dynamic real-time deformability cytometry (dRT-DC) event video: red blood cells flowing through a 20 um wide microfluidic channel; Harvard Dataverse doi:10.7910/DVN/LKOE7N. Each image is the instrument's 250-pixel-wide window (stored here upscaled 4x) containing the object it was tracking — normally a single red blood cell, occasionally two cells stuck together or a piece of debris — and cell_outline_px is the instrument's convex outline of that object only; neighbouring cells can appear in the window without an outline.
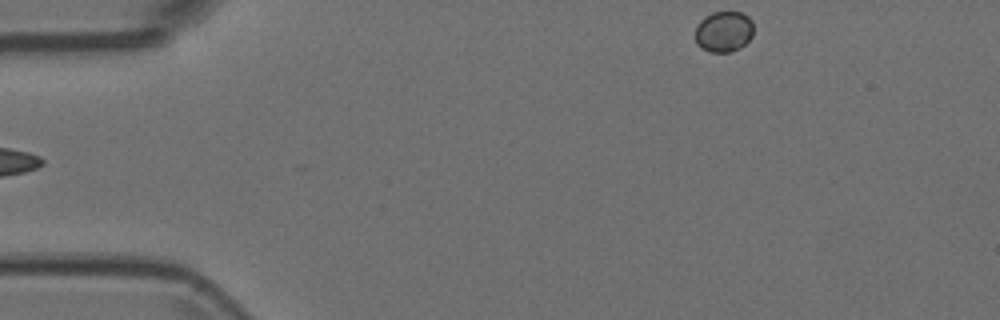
{"species": "Egyptian fruit bat (a non-hibernating species)", "species_latin": "Rousettus aegyptiacus", "temperature_condition": "room temperature", "stored_images_in_passage": 6, "segment_of_instrument_passage": [2, 2], "camera_frame_rate_fps": 3000, "um_per_image_px": 0.085, "animal": {"sex": "female"}, "frame": {"image": 1, "passage_image": 6, "time_ms": 1.667, "image_size_px": [1000, 320], "cell_outline_px": [[752, 36], [740, 48], [732, 52], [708, 52], [700, 48], [696, 44], [696, 24], [704, 16], [712, 12], [740, 12], [748, 16], [752, 20]], "centroid_in_image_um": [61.49, 2.69], "position_along_channel_um": 23.5, "area_um2": 14.05}}